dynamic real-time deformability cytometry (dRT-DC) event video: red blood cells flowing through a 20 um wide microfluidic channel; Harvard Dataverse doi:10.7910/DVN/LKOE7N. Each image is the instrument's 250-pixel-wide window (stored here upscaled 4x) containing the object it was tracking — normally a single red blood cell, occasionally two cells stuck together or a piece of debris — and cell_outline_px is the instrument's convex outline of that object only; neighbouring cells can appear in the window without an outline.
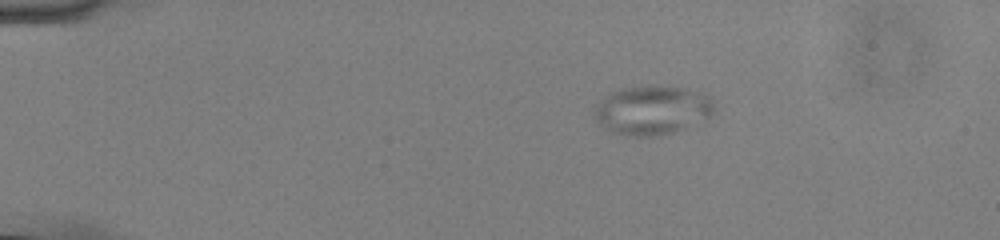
{"species": "common noctule bat (a hibernating species)", "species_latin": "Nyctalus noctula", "temperature_condition": "cold", "stored_images_in_passage": 46, "camera_frame_rate_fps": 3000, "um_per_image_px": 0.085, "animal": {"sex": "male", "body_mass_g": 13.0, "forearm_length_mm": 53.1}, "frame": {"image": 1, "passage_image": 1, "time_ms": 0.0, "image_size_px": [1000, 240], "cell_outline_px": [[716, 108], [708, 120], [676, 132], [660, 136], [624, 136], [612, 132], [596, 124], [592, 116], [592, 112], [600, 100], [608, 92], [620, 88], [640, 84], [660, 84], [684, 88], [700, 92], [712, 96]], "centroid_in_image_um": [55.44, 9.35], "position_along_channel_um": 29.6, "area_um2": 36.01}}
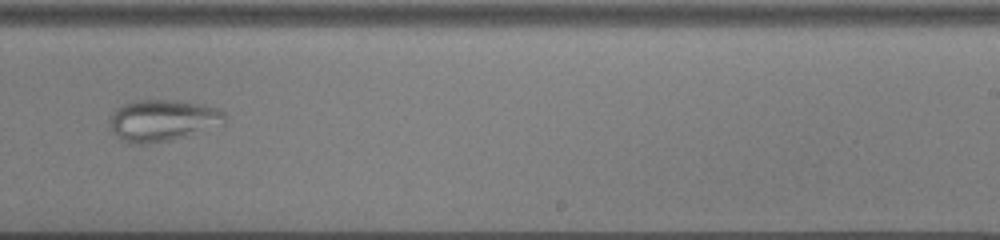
{"frame": {"image": 2, "passage_image": 27, "time_ms": 8.667, "image_size_px": [1000, 240], "cell_outline_px": [[224, 124], [168, 140], [148, 144], [128, 144], [120, 140], [112, 132], [108, 120], [112, 112], [116, 108], [132, 100], [180, 100], [204, 104], [216, 108], [224, 112]], "centroid_in_image_um": [13.74, 10.22], "position_along_channel_um": 275.3, "area_um2": 27.98}}
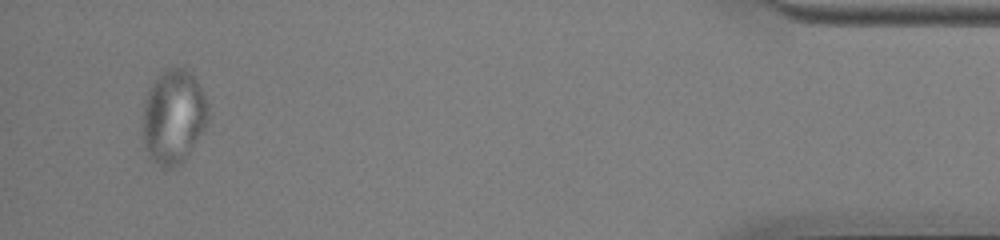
{"frame": {"image": 3, "passage_image": 44, "time_ms": 14.333, "image_size_px": [1000, 240], "cell_outline_px": [[208, 120], [204, 128], [188, 156], [176, 168], [160, 168], [148, 156], [140, 136], [144, 100], [148, 88], [152, 80], [160, 72], [172, 64], [180, 64], [192, 72], [204, 92], [208, 104]], "centroid_in_image_um": [14.71, 9.88], "position_along_channel_um": 420.5, "area_um2": 37.57}}